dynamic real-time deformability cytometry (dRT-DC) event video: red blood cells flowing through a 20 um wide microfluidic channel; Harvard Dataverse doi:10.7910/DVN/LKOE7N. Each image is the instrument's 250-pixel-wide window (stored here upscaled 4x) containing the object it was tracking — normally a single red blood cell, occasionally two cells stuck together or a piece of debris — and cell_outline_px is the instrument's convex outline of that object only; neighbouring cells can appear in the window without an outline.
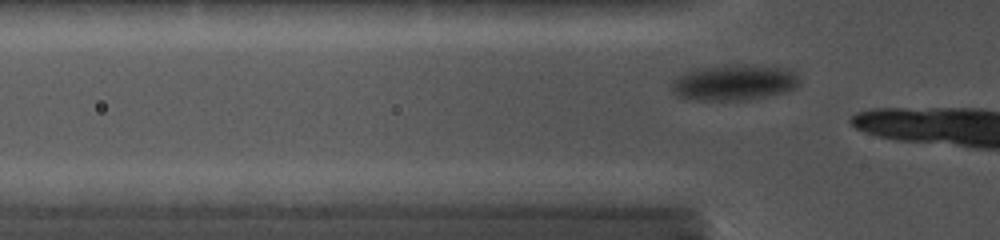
{"species": "common noctule bat (a hibernating species)", "species_latin": "Nyctalus noctula", "temperature_condition": "cold", "stored_images_in_passage": 6, "camera_frame_rate_fps": 5000, "um_per_image_px": 0.085, "animal": {"sex": "female", "body_mass_g": 19.0, "forearm_length_mm": 56.7}, "frame": {"image": 1, "passage_image": 2, "time_ms": 0.2, "image_size_px": [1000, 240], "cell_outline_px": [[800, 84], [796, 88], [788, 92], [768, 96], [744, 100], [696, 100], [680, 96], [672, 92], [672, 80], [676, 76], [684, 72], [696, 68], [740, 64], [744, 64], [784, 68], [796, 72], [800, 80]], "centroid_in_image_um": [62.43, 7.01], "position_along_channel_um": 63.4, "area_um2": 26.93}}